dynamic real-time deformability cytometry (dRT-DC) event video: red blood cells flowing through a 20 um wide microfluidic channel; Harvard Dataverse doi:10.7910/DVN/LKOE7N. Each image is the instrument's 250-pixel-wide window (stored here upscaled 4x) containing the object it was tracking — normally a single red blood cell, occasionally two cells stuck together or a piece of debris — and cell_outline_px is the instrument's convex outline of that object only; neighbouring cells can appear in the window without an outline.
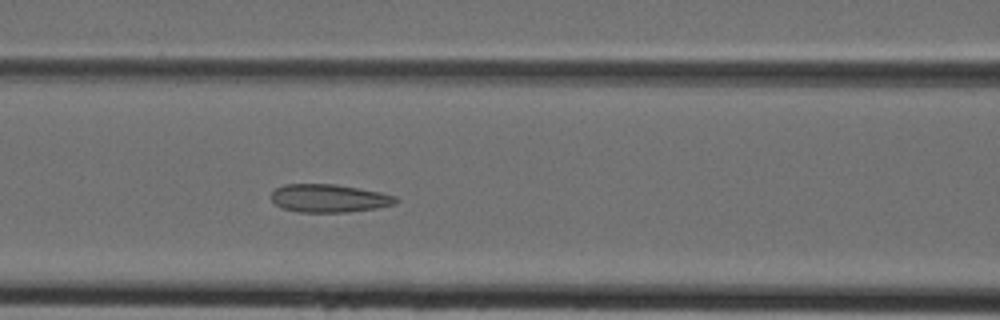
{"species": "Egyptian fruit bat (a non-hibernating species)", "species_latin": "Rousettus aegyptiacus", "temperature_condition": "cold", "stored_images_in_passage": 43, "camera_frame_rate_fps": 3000, "um_per_image_px": 0.085, "animal": {"sex": "female"}, "frame": {"image": 1, "passage_image": 18, "time_ms": 5.667, "image_size_px": [1000, 320], "cell_outline_px": [[400, 200], [396, 204], [376, 208], [348, 212], [300, 212], [280, 208], [272, 200], [272, 192], [276, 188], [284, 184], [336, 184], [360, 188], [380, 192], [396, 196]], "centroid_in_image_um": [27.99, 16.85], "position_along_channel_um": 138.6, "area_um2": 20.52}}
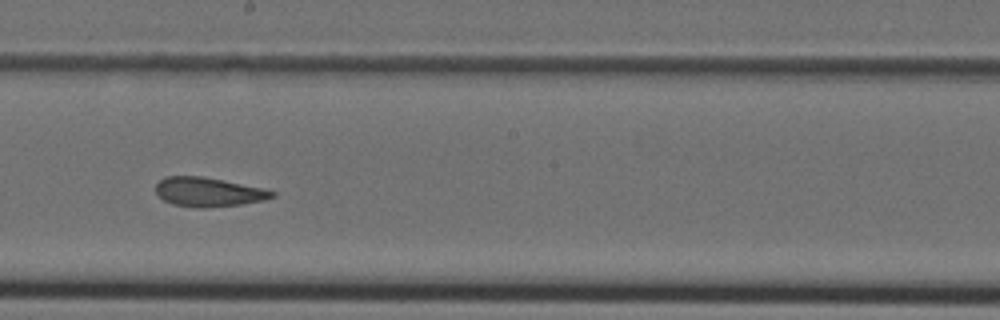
{"frame": {"image": 2, "passage_image": 24, "time_ms": 7.667, "image_size_px": [1000, 320], "cell_outline_px": [[276, 196], [264, 200], [240, 204], [204, 208], [196, 208], [172, 204], [164, 200], [156, 192], [156, 184], [164, 176], [200, 176], [264, 188], [276, 192]], "centroid_in_image_um": [17.71, 16.32], "position_along_channel_um": 230.5, "area_um2": 19.71}}
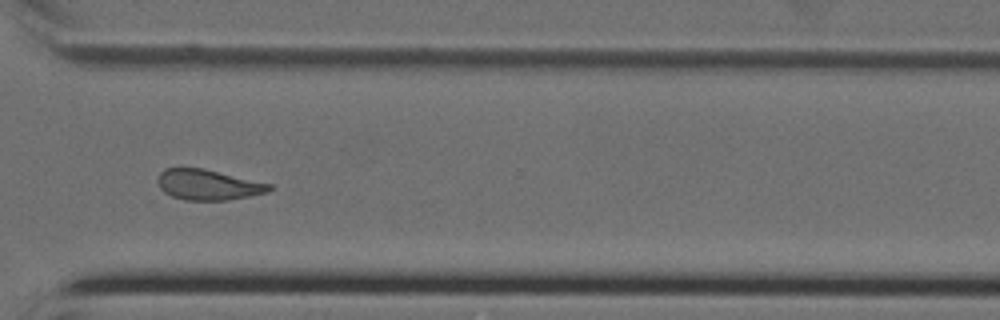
{"frame": {"image": 3, "passage_image": 32, "time_ms": 10.333, "image_size_px": [1000, 320], "cell_outline_px": [[272, 188], [268, 192], [228, 200], [184, 200], [172, 196], [164, 192], [160, 188], [156, 180], [160, 172], [164, 168], [204, 168], [272, 184]], "centroid_in_image_um": [17.67, 15.7], "position_along_channel_um": 352.9, "area_um2": 19.88}}